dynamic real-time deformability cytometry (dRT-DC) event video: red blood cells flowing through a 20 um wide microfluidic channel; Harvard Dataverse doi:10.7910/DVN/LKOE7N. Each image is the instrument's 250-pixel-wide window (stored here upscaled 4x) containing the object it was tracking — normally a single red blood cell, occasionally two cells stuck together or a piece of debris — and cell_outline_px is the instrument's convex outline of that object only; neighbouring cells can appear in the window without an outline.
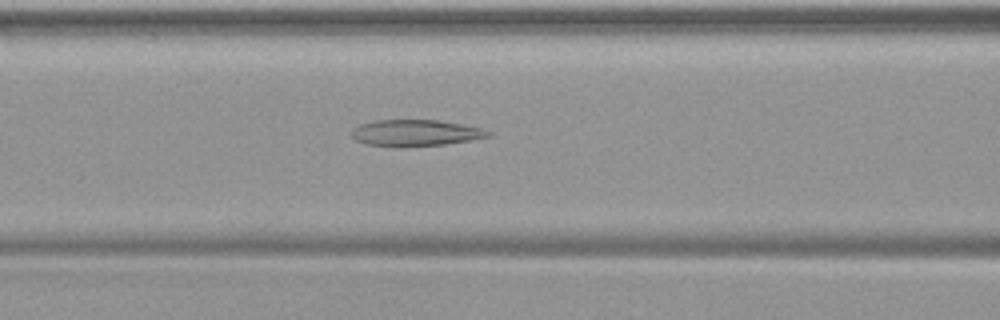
{"species": "common noctule bat (a hibernating species)", "species_latin": "Nyctalus noctula", "temperature_condition": "warm", "stored_images_in_passage": 48, "camera_frame_rate_fps": 3000, "um_per_image_px": 0.085, "animal": {"sex": "female", "body_mass_g": 19.9}, "frame": {"image": 1, "passage_image": 20, "time_ms": 6.333, "image_size_px": [1000, 320], "cell_outline_px": [[492, 136], [472, 140], [444, 144], [364, 144], [356, 140], [352, 136], [352, 128], [360, 124], [372, 120], [436, 120], [460, 124], [480, 128], [492, 132]], "centroid_in_image_um": [35.34, 11.25], "position_along_channel_um": 131.3, "area_um2": 20.11}}
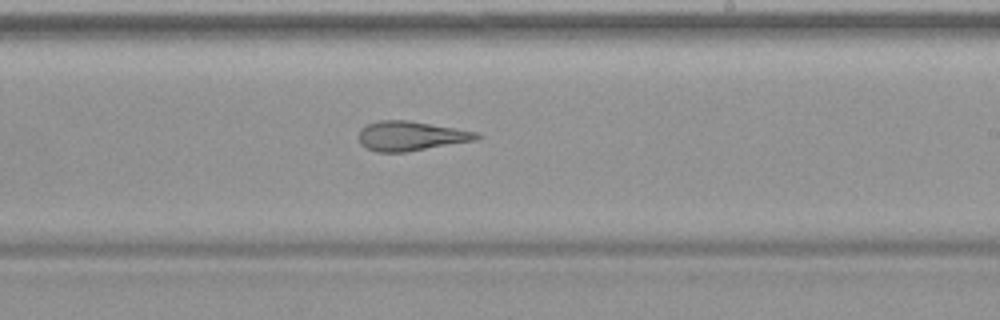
{"frame": {"image": 2, "passage_image": 29, "time_ms": 9.333, "image_size_px": [1000, 320], "cell_outline_px": [[484, 136], [476, 140], [408, 152], [376, 152], [360, 144], [356, 136], [360, 128], [376, 120], [408, 120], [476, 132]], "centroid_in_image_um": [34.87, 11.56], "position_along_channel_um": 254.1, "area_um2": 20.46}}
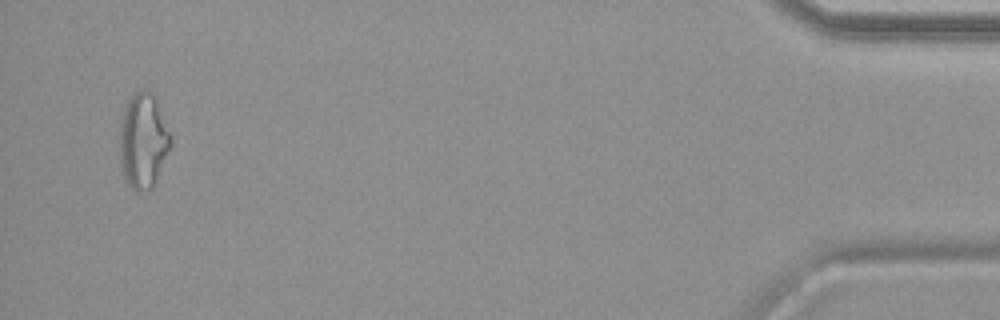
{"frame": {"image": 3, "passage_image": 47, "time_ms": 15.333, "image_size_px": [1000, 320], "cell_outline_px": [[172, 144], [156, 184], [148, 192], [136, 192], [124, 180], [120, 164], [120, 124], [124, 108], [128, 100], [136, 92], [148, 88], [156, 96], [172, 136]], "centroid_in_image_um": [12.2, 12.0], "position_along_channel_um": 423.0, "area_um2": 29.13}}